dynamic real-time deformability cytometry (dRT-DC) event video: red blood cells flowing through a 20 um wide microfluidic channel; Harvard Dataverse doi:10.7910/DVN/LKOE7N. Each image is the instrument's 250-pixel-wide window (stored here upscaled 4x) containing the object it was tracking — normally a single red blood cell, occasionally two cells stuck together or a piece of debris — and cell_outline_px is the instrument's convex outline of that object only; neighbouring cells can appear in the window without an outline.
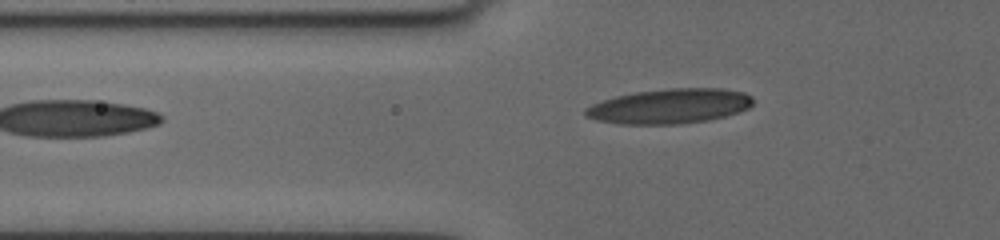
{"species": "human", "species_latin": "Homo sapiens", "temperature_condition": "cold", "stored_images_in_passage": 4, "camera_frame_rate_fps": 3000, "um_per_image_px": 0.085, "donor": {"sex": "female"}, "frame": {"image": 1, "passage_image": 4, "time_ms": 2.333, "image_size_px": [1000, 240], "cell_outline_px": [[752, 104], [748, 108], [724, 116], [708, 120], [680, 124], [620, 124], [596, 120], [584, 116], [584, 108], [592, 104], [616, 96], [636, 92], [668, 88], [720, 88], [744, 92], [752, 96]], "centroid_in_image_um": [56.89, 9.02], "position_along_channel_um": 68.9, "area_um2": 33.99}}